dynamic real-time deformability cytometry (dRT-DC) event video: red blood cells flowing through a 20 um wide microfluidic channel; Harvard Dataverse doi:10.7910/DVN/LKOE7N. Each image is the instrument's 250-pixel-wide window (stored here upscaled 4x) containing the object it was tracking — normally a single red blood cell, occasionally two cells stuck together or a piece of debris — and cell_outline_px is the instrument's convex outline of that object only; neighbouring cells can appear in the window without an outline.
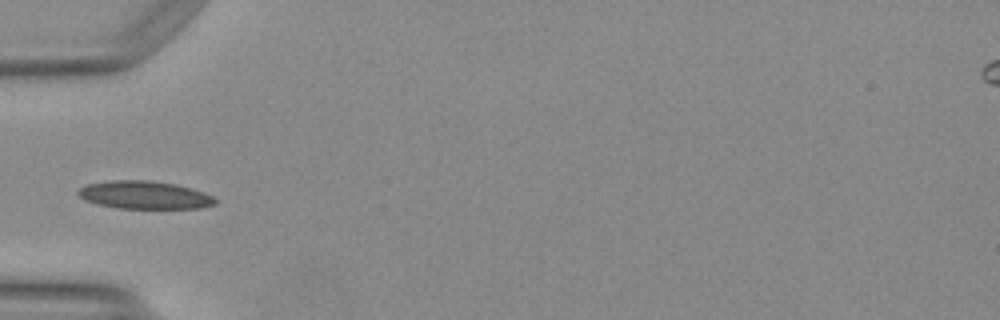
{"species": "Egyptian fruit bat (a non-hibernating species)", "species_latin": "Rousettus aegyptiacus", "temperature_condition": "warm", "stored_images_in_passage": 33, "camera_frame_rate_fps": 3000, "um_per_image_px": 0.085, "animal": {"sex": "female"}, "frame": {"image": 1, "passage_image": 1, "time_ms": 0.0, "image_size_px": [1000, 320], "cell_outline_px": [[216, 204], [200, 208], [116, 208], [84, 200], [76, 192], [80, 188], [88, 184], [112, 180], [148, 180], [176, 184], [204, 192], [212, 196], [216, 200]], "centroid_in_image_um": [12.29, 16.57], "position_along_channel_um": 72.7, "area_um2": 22.14}}
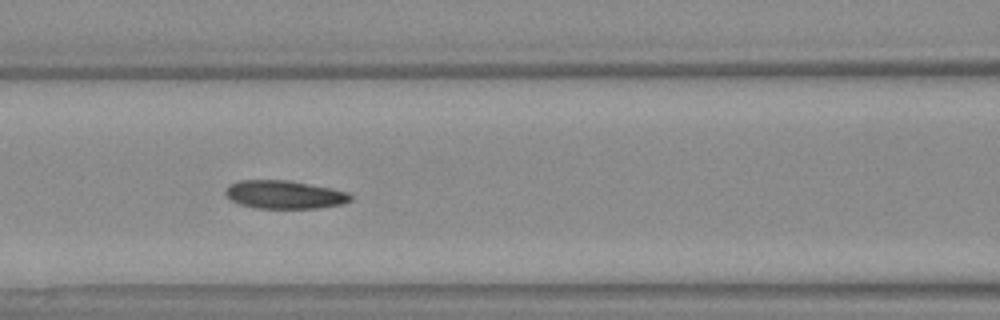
{"frame": {"image": 2, "passage_image": 6, "time_ms": 1.667, "image_size_px": [1000, 320], "cell_outline_px": [[352, 200], [344, 204], [320, 208], [256, 208], [240, 204], [232, 200], [224, 192], [228, 184], [240, 180], [288, 180], [332, 188], [348, 192], [352, 196]], "centroid_in_image_um": [24.21, 16.54], "position_along_channel_um": 142.4, "area_um2": 20.69}, "authors_computed_cell_mechanics": {"area_um2": 20.1144, "velocity_mm_per_s": 4.1427, "shape_relaxation_time_tau1_ms": null, "shape_relaxation_time_tau2_ms": 4.101, "deformation_change_tau1": null, "deformation_change_tau2": 0.1147}}